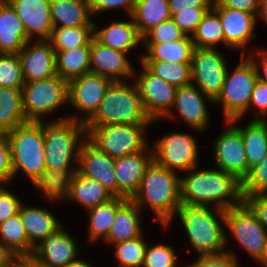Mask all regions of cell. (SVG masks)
<instances>
[{"mask_svg": "<svg viewBox=\"0 0 267 267\" xmlns=\"http://www.w3.org/2000/svg\"><path fill=\"white\" fill-rule=\"evenodd\" d=\"M243 199L267 231V193L243 196Z\"/></svg>", "mask_w": 267, "mask_h": 267, "instance_id": "obj_52", "label": "cell"}, {"mask_svg": "<svg viewBox=\"0 0 267 267\" xmlns=\"http://www.w3.org/2000/svg\"><path fill=\"white\" fill-rule=\"evenodd\" d=\"M154 143V161L159 166L174 172H187L197 167L198 147L189 133L165 134Z\"/></svg>", "mask_w": 267, "mask_h": 267, "instance_id": "obj_11", "label": "cell"}, {"mask_svg": "<svg viewBox=\"0 0 267 267\" xmlns=\"http://www.w3.org/2000/svg\"><path fill=\"white\" fill-rule=\"evenodd\" d=\"M29 41L18 53L24 83L46 79L56 74V53L49 41ZM28 47V48H27Z\"/></svg>", "mask_w": 267, "mask_h": 267, "instance_id": "obj_18", "label": "cell"}, {"mask_svg": "<svg viewBox=\"0 0 267 267\" xmlns=\"http://www.w3.org/2000/svg\"><path fill=\"white\" fill-rule=\"evenodd\" d=\"M21 201L8 189L0 187V224L19 212Z\"/></svg>", "mask_w": 267, "mask_h": 267, "instance_id": "obj_49", "label": "cell"}, {"mask_svg": "<svg viewBox=\"0 0 267 267\" xmlns=\"http://www.w3.org/2000/svg\"><path fill=\"white\" fill-rule=\"evenodd\" d=\"M186 267H239V262L233 251L229 249L220 255L199 256L193 264Z\"/></svg>", "mask_w": 267, "mask_h": 267, "instance_id": "obj_47", "label": "cell"}, {"mask_svg": "<svg viewBox=\"0 0 267 267\" xmlns=\"http://www.w3.org/2000/svg\"><path fill=\"white\" fill-rule=\"evenodd\" d=\"M213 0H169L170 13L173 16L181 10L193 8H212Z\"/></svg>", "mask_w": 267, "mask_h": 267, "instance_id": "obj_54", "label": "cell"}, {"mask_svg": "<svg viewBox=\"0 0 267 267\" xmlns=\"http://www.w3.org/2000/svg\"><path fill=\"white\" fill-rule=\"evenodd\" d=\"M177 256L174 250L165 244L147 245L142 267H175Z\"/></svg>", "mask_w": 267, "mask_h": 267, "instance_id": "obj_45", "label": "cell"}, {"mask_svg": "<svg viewBox=\"0 0 267 267\" xmlns=\"http://www.w3.org/2000/svg\"><path fill=\"white\" fill-rule=\"evenodd\" d=\"M61 225L38 243L30 259L42 267H68L77 262L78 245Z\"/></svg>", "mask_w": 267, "mask_h": 267, "instance_id": "obj_17", "label": "cell"}, {"mask_svg": "<svg viewBox=\"0 0 267 267\" xmlns=\"http://www.w3.org/2000/svg\"><path fill=\"white\" fill-rule=\"evenodd\" d=\"M113 245H115V256L119 260V267H142L147 248L143 235Z\"/></svg>", "mask_w": 267, "mask_h": 267, "instance_id": "obj_41", "label": "cell"}, {"mask_svg": "<svg viewBox=\"0 0 267 267\" xmlns=\"http://www.w3.org/2000/svg\"><path fill=\"white\" fill-rule=\"evenodd\" d=\"M12 158L13 177L18 171L32 182L44 170V122L28 121L7 133Z\"/></svg>", "mask_w": 267, "mask_h": 267, "instance_id": "obj_6", "label": "cell"}, {"mask_svg": "<svg viewBox=\"0 0 267 267\" xmlns=\"http://www.w3.org/2000/svg\"><path fill=\"white\" fill-rule=\"evenodd\" d=\"M260 264L265 267H267V244H266V252L264 258L260 261Z\"/></svg>", "mask_w": 267, "mask_h": 267, "instance_id": "obj_60", "label": "cell"}, {"mask_svg": "<svg viewBox=\"0 0 267 267\" xmlns=\"http://www.w3.org/2000/svg\"><path fill=\"white\" fill-rule=\"evenodd\" d=\"M26 122L22 89L0 87V133L7 134Z\"/></svg>", "mask_w": 267, "mask_h": 267, "instance_id": "obj_34", "label": "cell"}, {"mask_svg": "<svg viewBox=\"0 0 267 267\" xmlns=\"http://www.w3.org/2000/svg\"><path fill=\"white\" fill-rule=\"evenodd\" d=\"M19 215L25 227L29 242L35 247L56 231L61 223L47 209L20 206Z\"/></svg>", "mask_w": 267, "mask_h": 267, "instance_id": "obj_28", "label": "cell"}, {"mask_svg": "<svg viewBox=\"0 0 267 267\" xmlns=\"http://www.w3.org/2000/svg\"><path fill=\"white\" fill-rule=\"evenodd\" d=\"M260 0H213L212 7H226L258 15Z\"/></svg>", "mask_w": 267, "mask_h": 267, "instance_id": "obj_53", "label": "cell"}, {"mask_svg": "<svg viewBox=\"0 0 267 267\" xmlns=\"http://www.w3.org/2000/svg\"><path fill=\"white\" fill-rule=\"evenodd\" d=\"M191 39L195 48L214 49L219 42L225 43L220 18L212 8L203 17Z\"/></svg>", "mask_w": 267, "mask_h": 267, "instance_id": "obj_39", "label": "cell"}, {"mask_svg": "<svg viewBox=\"0 0 267 267\" xmlns=\"http://www.w3.org/2000/svg\"><path fill=\"white\" fill-rule=\"evenodd\" d=\"M85 137L79 150L77 172L97 180L113 197H118L114 159L102 152L86 135Z\"/></svg>", "mask_w": 267, "mask_h": 267, "instance_id": "obj_16", "label": "cell"}, {"mask_svg": "<svg viewBox=\"0 0 267 267\" xmlns=\"http://www.w3.org/2000/svg\"><path fill=\"white\" fill-rule=\"evenodd\" d=\"M154 122L145 110L139 89L124 82H113L107 89L95 114L85 126L106 124L148 125Z\"/></svg>", "mask_w": 267, "mask_h": 267, "instance_id": "obj_4", "label": "cell"}, {"mask_svg": "<svg viewBox=\"0 0 267 267\" xmlns=\"http://www.w3.org/2000/svg\"><path fill=\"white\" fill-rule=\"evenodd\" d=\"M114 197L106 203L89 209L88 235L89 242H96L101 238L106 239L113 224L117 209L126 201Z\"/></svg>", "mask_w": 267, "mask_h": 267, "instance_id": "obj_36", "label": "cell"}, {"mask_svg": "<svg viewBox=\"0 0 267 267\" xmlns=\"http://www.w3.org/2000/svg\"><path fill=\"white\" fill-rule=\"evenodd\" d=\"M77 171L73 170H44L32 183L42 191L44 197L50 201H58L67 198L72 182V178Z\"/></svg>", "mask_w": 267, "mask_h": 267, "instance_id": "obj_37", "label": "cell"}, {"mask_svg": "<svg viewBox=\"0 0 267 267\" xmlns=\"http://www.w3.org/2000/svg\"><path fill=\"white\" fill-rule=\"evenodd\" d=\"M259 56H260V63H257L253 57L252 54L249 55L248 57L252 60L255 68H256V72H257V78L259 81L267 84V51H263V50H259ZM261 67V68H260ZM261 69V70H260ZM261 71H262V76L261 75Z\"/></svg>", "mask_w": 267, "mask_h": 267, "instance_id": "obj_55", "label": "cell"}, {"mask_svg": "<svg viewBox=\"0 0 267 267\" xmlns=\"http://www.w3.org/2000/svg\"><path fill=\"white\" fill-rule=\"evenodd\" d=\"M212 9L220 18L225 36V46L233 49L242 48L241 55H245L243 49L249 40L257 38L253 31L258 17L252 13L232 8L212 7Z\"/></svg>", "mask_w": 267, "mask_h": 267, "instance_id": "obj_21", "label": "cell"}, {"mask_svg": "<svg viewBox=\"0 0 267 267\" xmlns=\"http://www.w3.org/2000/svg\"><path fill=\"white\" fill-rule=\"evenodd\" d=\"M13 178L12 158L7 134L0 133V184Z\"/></svg>", "mask_w": 267, "mask_h": 267, "instance_id": "obj_48", "label": "cell"}, {"mask_svg": "<svg viewBox=\"0 0 267 267\" xmlns=\"http://www.w3.org/2000/svg\"><path fill=\"white\" fill-rule=\"evenodd\" d=\"M143 151L114 159V172L118 183V197L131 199L137 192L146 169L154 161V153Z\"/></svg>", "mask_w": 267, "mask_h": 267, "instance_id": "obj_19", "label": "cell"}, {"mask_svg": "<svg viewBox=\"0 0 267 267\" xmlns=\"http://www.w3.org/2000/svg\"><path fill=\"white\" fill-rule=\"evenodd\" d=\"M85 134L87 136L85 123L68 117L44 123L46 169L72 170L69 169L70 161L73 159L78 164L79 150L86 139L82 135Z\"/></svg>", "mask_w": 267, "mask_h": 267, "instance_id": "obj_5", "label": "cell"}, {"mask_svg": "<svg viewBox=\"0 0 267 267\" xmlns=\"http://www.w3.org/2000/svg\"><path fill=\"white\" fill-rule=\"evenodd\" d=\"M113 83L109 78L94 73H87L69 81V103L80 110V118L73 115L71 119L86 123L97 111L107 89ZM85 117V118H84Z\"/></svg>", "mask_w": 267, "mask_h": 267, "instance_id": "obj_14", "label": "cell"}, {"mask_svg": "<svg viewBox=\"0 0 267 267\" xmlns=\"http://www.w3.org/2000/svg\"><path fill=\"white\" fill-rule=\"evenodd\" d=\"M25 27L7 0H0V53H19L25 46Z\"/></svg>", "mask_w": 267, "mask_h": 267, "instance_id": "obj_24", "label": "cell"}, {"mask_svg": "<svg viewBox=\"0 0 267 267\" xmlns=\"http://www.w3.org/2000/svg\"><path fill=\"white\" fill-rule=\"evenodd\" d=\"M50 11L53 28L95 26L89 0H50Z\"/></svg>", "mask_w": 267, "mask_h": 267, "instance_id": "obj_25", "label": "cell"}, {"mask_svg": "<svg viewBox=\"0 0 267 267\" xmlns=\"http://www.w3.org/2000/svg\"><path fill=\"white\" fill-rule=\"evenodd\" d=\"M125 54L106 47L93 38L90 46V73L109 78L113 82H123L122 77L135 76L136 73Z\"/></svg>", "mask_w": 267, "mask_h": 267, "instance_id": "obj_22", "label": "cell"}, {"mask_svg": "<svg viewBox=\"0 0 267 267\" xmlns=\"http://www.w3.org/2000/svg\"><path fill=\"white\" fill-rule=\"evenodd\" d=\"M0 242L18 259H29L35 248L29 242L19 213L0 224Z\"/></svg>", "mask_w": 267, "mask_h": 267, "instance_id": "obj_33", "label": "cell"}, {"mask_svg": "<svg viewBox=\"0 0 267 267\" xmlns=\"http://www.w3.org/2000/svg\"><path fill=\"white\" fill-rule=\"evenodd\" d=\"M141 209L131 200L127 199L116 211L115 218L108 237V243L116 244L140 237L142 235Z\"/></svg>", "mask_w": 267, "mask_h": 267, "instance_id": "obj_26", "label": "cell"}, {"mask_svg": "<svg viewBox=\"0 0 267 267\" xmlns=\"http://www.w3.org/2000/svg\"><path fill=\"white\" fill-rule=\"evenodd\" d=\"M22 21L28 41H49L52 34L50 0H7Z\"/></svg>", "mask_w": 267, "mask_h": 267, "instance_id": "obj_20", "label": "cell"}, {"mask_svg": "<svg viewBox=\"0 0 267 267\" xmlns=\"http://www.w3.org/2000/svg\"><path fill=\"white\" fill-rule=\"evenodd\" d=\"M131 200L141 209L143 205L154 211L162 227L169 226L181 204L180 177L176 172L153 161L146 169L137 192Z\"/></svg>", "mask_w": 267, "mask_h": 267, "instance_id": "obj_2", "label": "cell"}, {"mask_svg": "<svg viewBox=\"0 0 267 267\" xmlns=\"http://www.w3.org/2000/svg\"><path fill=\"white\" fill-rule=\"evenodd\" d=\"M236 128L241 132L243 139L249 175L250 169L258 165L267 155V121L257 118L244 128L237 126Z\"/></svg>", "mask_w": 267, "mask_h": 267, "instance_id": "obj_30", "label": "cell"}, {"mask_svg": "<svg viewBox=\"0 0 267 267\" xmlns=\"http://www.w3.org/2000/svg\"><path fill=\"white\" fill-rule=\"evenodd\" d=\"M9 267H19V259H17L13 264H11Z\"/></svg>", "mask_w": 267, "mask_h": 267, "instance_id": "obj_61", "label": "cell"}, {"mask_svg": "<svg viewBox=\"0 0 267 267\" xmlns=\"http://www.w3.org/2000/svg\"><path fill=\"white\" fill-rule=\"evenodd\" d=\"M68 267H92V265L79 259L77 262L70 264Z\"/></svg>", "mask_w": 267, "mask_h": 267, "instance_id": "obj_59", "label": "cell"}, {"mask_svg": "<svg viewBox=\"0 0 267 267\" xmlns=\"http://www.w3.org/2000/svg\"><path fill=\"white\" fill-rule=\"evenodd\" d=\"M177 214L193 249L199 256L226 253L224 249L228 244L227 236L216 217L218 215L225 225V210L216 207L213 209L211 206L182 204Z\"/></svg>", "mask_w": 267, "mask_h": 267, "instance_id": "obj_3", "label": "cell"}, {"mask_svg": "<svg viewBox=\"0 0 267 267\" xmlns=\"http://www.w3.org/2000/svg\"><path fill=\"white\" fill-rule=\"evenodd\" d=\"M142 72L136 80L140 97L143 100L144 107L153 121H158L163 117H174L171 112L173 107L177 87L168 84L157 75L153 74L142 62Z\"/></svg>", "mask_w": 267, "mask_h": 267, "instance_id": "obj_13", "label": "cell"}, {"mask_svg": "<svg viewBox=\"0 0 267 267\" xmlns=\"http://www.w3.org/2000/svg\"><path fill=\"white\" fill-rule=\"evenodd\" d=\"M153 74L177 88L191 84V63L141 61Z\"/></svg>", "mask_w": 267, "mask_h": 267, "instance_id": "obj_40", "label": "cell"}, {"mask_svg": "<svg viewBox=\"0 0 267 267\" xmlns=\"http://www.w3.org/2000/svg\"><path fill=\"white\" fill-rule=\"evenodd\" d=\"M137 0H89L91 15L99 12L108 11L109 9L126 7L128 14L131 16Z\"/></svg>", "mask_w": 267, "mask_h": 267, "instance_id": "obj_51", "label": "cell"}, {"mask_svg": "<svg viewBox=\"0 0 267 267\" xmlns=\"http://www.w3.org/2000/svg\"><path fill=\"white\" fill-rule=\"evenodd\" d=\"M254 108L256 111L255 116H262L261 120H266L265 116H267V84L257 80L253 92L250 98L248 111L249 109ZM264 117V118H263Z\"/></svg>", "mask_w": 267, "mask_h": 267, "instance_id": "obj_50", "label": "cell"}, {"mask_svg": "<svg viewBox=\"0 0 267 267\" xmlns=\"http://www.w3.org/2000/svg\"><path fill=\"white\" fill-rule=\"evenodd\" d=\"M211 8H191L181 10L172 16L175 24L188 36H192L197 26Z\"/></svg>", "mask_w": 267, "mask_h": 267, "instance_id": "obj_46", "label": "cell"}, {"mask_svg": "<svg viewBox=\"0 0 267 267\" xmlns=\"http://www.w3.org/2000/svg\"><path fill=\"white\" fill-rule=\"evenodd\" d=\"M24 80L18 53H0V87L22 89Z\"/></svg>", "mask_w": 267, "mask_h": 267, "instance_id": "obj_42", "label": "cell"}, {"mask_svg": "<svg viewBox=\"0 0 267 267\" xmlns=\"http://www.w3.org/2000/svg\"><path fill=\"white\" fill-rule=\"evenodd\" d=\"M203 98L213 103V100L196 87V84L191 83L177 88L173 104L180 118L197 131L205 130L209 123V115Z\"/></svg>", "mask_w": 267, "mask_h": 267, "instance_id": "obj_23", "label": "cell"}, {"mask_svg": "<svg viewBox=\"0 0 267 267\" xmlns=\"http://www.w3.org/2000/svg\"><path fill=\"white\" fill-rule=\"evenodd\" d=\"M24 115L27 121L41 122L42 115L57 110L69 101V81L55 75L26 82L22 88Z\"/></svg>", "mask_w": 267, "mask_h": 267, "instance_id": "obj_9", "label": "cell"}, {"mask_svg": "<svg viewBox=\"0 0 267 267\" xmlns=\"http://www.w3.org/2000/svg\"><path fill=\"white\" fill-rule=\"evenodd\" d=\"M94 26L53 28L49 42L54 51H66L74 47L91 46Z\"/></svg>", "mask_w": 267, "mask_h": 267, "instance_id": "obj_38", "label": "cell"}, {"mask_svg": "<svg viewBox=\"0 0 267 267\" xmlns=\"http://www.w3.org/2000/svg\"><path fill=\"white\" fill-rule=\"evenodd\" d=\"M94 38L102 45L124 53H128L142 42L133 19L127 22H114L101 30H96L94 26Z\"/></svg>", "mask_w": 267, "mask_h": 267, "instance_id": "obj_27", "label": "cell"}, {"mask_svg": "<svg viewBox=\"0 0 267 267\" xmlns=\"http://www.w3.org/2000/svg\"><path fill=\"white\" fill-rule=\"evenodd\" d=\"M194 48L191 59V81L213 101L218 97L225 82L227 62L218 50Z\"/></svg>", "mask_w": 267, "mask_h": 267, "instance_id": "obj_12", "label": "cell"}, {"mask_svg": "<svg viewBox=\"0 0 267 267\" xmlns=\"http://www.w3.org/2000/svg\"><path fill=\"white\" fill-rule=\"evenodd\" d=\"M19 267H37L30 258L29 259H19Z\"/></svg>", "mask_w": 267, "mask_h": 267, "instance_id": "obj_58", "label": "cell"}, {"mask_svg": "<svg viewBox=\"0 0 267 267\" xmlns=\"http://www.w3.org/2000/svg\"><path fill=\"white\" fill-rule=\"evenodd\" d=\"M194 169L180 178L181 204L209 206L215 203L216 208L227 210L244 201L242 183L232 174L220 169Z\"/></svg>", "mask_w": 267, "mask_h": 267, "instance_id": "obj_1", "label": "cell"}, {"mask_svg": "<svg viewBox=\"0 0 267 267\" xmlns=\"http://www.w3.org/2000/svg\"><path fill=\"white\" fill-rule=\"evenodd\" d=\"M186 34L175 24L171 18L149 30L143 37L142 43H162L181 40Z\"/></svg>", "mask_w": 267, "mask_h": 267, "instance_id": "obj_44", "label": "cell"}, {"mask_svg": "<svg viewBox=\"0 0 267 267\" xmlns=\"http://www.w3.org/2000/svg\"><path fill=\"white\" fill-rule=\"evenodd\" d=\"M18 258L0 242V267H9Z\"/></svg>", "mask_w": 267, "mask_h": 267, "instance_id": "obj_56", "label": "cell"}, {"mask_svg": "<svg viewBox=\"0 0 267 267\" xmlns=\"http://www.w3.org/2000/svg\"><path fill=\"white\" fill-rule=\"evenodd\" d=\"M257 78L256 68L249 57L241 55V62L232 74H227L225 82L218 97L213 103L223 105V114L226 124L233 125L239 121L246 112Z\"/></svg>", "mask_w": 267, "mask_h": 267, "instance_id": "obj_7", "label": "cell"}, {"mask_svg": "<svg viewBox=\"0 0 267 267\" xmlns=\"http://www.w3.org/2000/svg\"><path fill=\"white\" fill-rule=\"evenodd\" d=\"M67 198L77 201L89 210L114 197L97 180L83 176L76 171Z\"/></svg>", "mask_w": 267, "mask_h": 267, "instance_id": "obj_31", "label": "cell"}, {"mask_svg": "<svg viewBox=\"0 0 267 267\" xmlns=\"http://www.w3.org/2000/svg\"><path fill=\"white\" fill-rule=\"evenodd\" d=\"M56 74L70 81L90 73V46L74 47L66 51H55Z\"/></svg>", "mask_w": 267, "mask_h": 267, "instance_id": "obj_35", "label": "cell"}, {"mask_svg": "<svg viewBox=\"0 0 267 267\" xmlns=\"http://www.w3.org/2000/svg\"><path fill=\"white\" fill-rule=\"evenodd\" d=\"M214 162L217 169L235 176L241 183L248 176V163L241 132L231 126L214 143Z\"/></svg>", "mask_w": 267, "mask_h": 267, "instance_id": "obj_15", "label": "cell"}, {"mask_svg": "<svg viewBox=\"0 0 267 267\" xmlns=\"http://www.w3.org/2000/svg\"><path fill=\"white\" fill-rule=\"evenodd\" d=\"M87 138L113 159L143 151L147 146L146 128L139 124H106L85 126Z\"/></svg>", "mask_w": 267, "mask_h": 267, "instance_id": "obj_8", "label": "cell"}, {"mask_svg": "<svg viewBox=\"0 0 267 267\" xmlns=\"http://www.w3.org/2000/svg\"><path fill=\"white\" fill-rule=\"evenodd\" d=\"M225 225L238 243L258 263L264 258L267 231L244 201L238 206L225 210Z\"/></svg>", "mask_w": 267, "mask_h": 267, "instance_id": "obj_10", "label": "cell"}, {"mask_svg": "<svg viewBox=\"0 0 267 267\" xmlns=\"http://www.w3.org/2000/svg\"><path fill=\"white\" fill-rule=\"evenodd\" d=\"M263 193H267V155L250 169L249 175L242 182L243 196Z\"/></svg>", "mask_w": 267, "mask_h": 267, "instance_id": "obj_43", "label": "cell"}, {"mask_svg": "<svg viewBox=\"0 0 267 267\" xmlns=\"http://www.w3.org/2000/svg\"><path fill=\"white\" fill-rule=\"evenodd\" d=\"M267 22V0H260L259 11L257 17Z\"/></svg>", "mask_w": 267, "mask_h": 267, "instance_id": "obj_57", "label": "cell"}, {"mask_svg": "<svg viewBox=\"0 0 267 267\" xmlns=\"http://www.w3.org/2000/svg\"><path fill=\"white\" fill-rule=\"evenodd\" d=\"M148 51L141 56V61H167L174 63H191L194 44L191 36L174 42L143 43Z\"/></svg>", "mask_w": 267, "mask_h": 267, "instance_id": "obj_29", "label": "cell"}, {"mask_svg": "<svg viewBox=\"0 0 267 267\" xmlns=\"http://www.w3.org/2000/svg\"><path fill=\"white\" fill-rule=\"evenodd\" d=\"M130 17L143 37L152 28L172 18L169 0H137Z\"/></svg>", "mask_w": 267, "mask_h": 267, "instance_id": "obj_32", "label": "cell"}]
</instances>
